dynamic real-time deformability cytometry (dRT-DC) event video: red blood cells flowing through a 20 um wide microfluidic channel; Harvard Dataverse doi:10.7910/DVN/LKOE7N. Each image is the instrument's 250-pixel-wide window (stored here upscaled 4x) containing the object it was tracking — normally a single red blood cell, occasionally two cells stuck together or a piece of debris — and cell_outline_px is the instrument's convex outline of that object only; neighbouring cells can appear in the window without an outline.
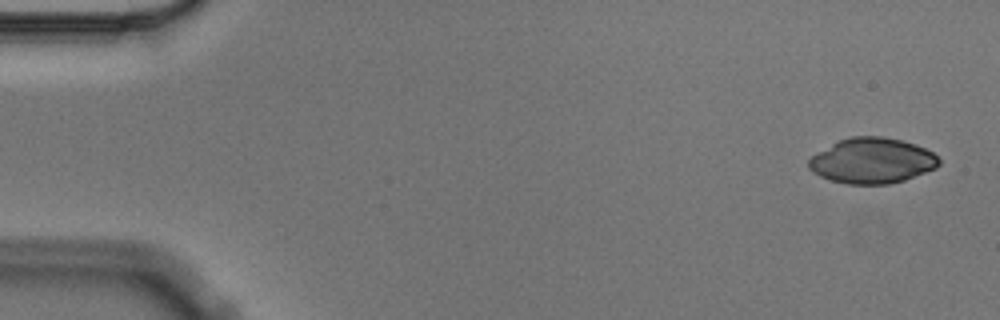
{"species": "Egyptian fruit bat (a non-hibernating species)", "species_latin": "Rousettus aegyptiacus", "temperature_condition": "cold", "stored_images_in_passage": 5, "camera_frame_rate_fps": 3000, "um_per_image_px": 0.085, "animal": {"sex": "male"}, "frame": {"image": 1, "passage_image": 1, "time_ms": 0.0, "image_size_px": [1000, 320], "cell_outline_px": [[940, 164], [936, 168], [904, 180], [888, 184], [848, 184], [832, 180], [820, 176], [812, 172], [808, 168], [808, 160], [812, 156], [832, 144], [840, 140], [852, 136], [880, 136], [900, 140], [916, 144], [932, 152], [940, 160]], "centroid_in_image_um": [74.13, 13.66], "position_along_channel_um": 10.9, "area_um2": 34.28}}